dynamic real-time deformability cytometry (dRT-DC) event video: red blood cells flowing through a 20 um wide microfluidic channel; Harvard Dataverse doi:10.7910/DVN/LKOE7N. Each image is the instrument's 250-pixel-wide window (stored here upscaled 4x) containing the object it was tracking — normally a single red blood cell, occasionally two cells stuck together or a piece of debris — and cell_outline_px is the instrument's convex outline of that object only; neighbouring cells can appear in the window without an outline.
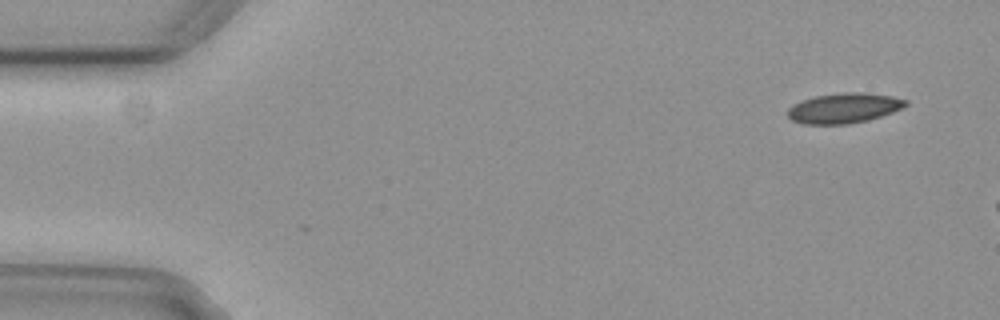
{"species": "common noctule bat (a hibernating species)", "species_latin": "Nyctalus noctula", "temperature_condition": "cold", "stored_images_in_passage": 4, "camera_frame_rate_fps": 3000, "um_per_image_px": 0.085, "animal": {"sex": "female", "body_mass_g": 29.2, "forearm_length_mm": 56.3}, "frame": {"image": 1, "passage_image": 4, "time_ms": 1.0, "image_size_px": [1000, 320], "cell_outline_px": [[908, 104], [892, 112], [868, 120], [848, 124], [804, 124], [792, 120], [788, 116], [788, 108], [792, 104], [816, 96], [844, 92], [864, 92], [892, 96], [908, 100]], "centroid_in_image_um": [71.73, 9.18], "position_along_channel_um": 13.3, "area_um2": 20.58}}